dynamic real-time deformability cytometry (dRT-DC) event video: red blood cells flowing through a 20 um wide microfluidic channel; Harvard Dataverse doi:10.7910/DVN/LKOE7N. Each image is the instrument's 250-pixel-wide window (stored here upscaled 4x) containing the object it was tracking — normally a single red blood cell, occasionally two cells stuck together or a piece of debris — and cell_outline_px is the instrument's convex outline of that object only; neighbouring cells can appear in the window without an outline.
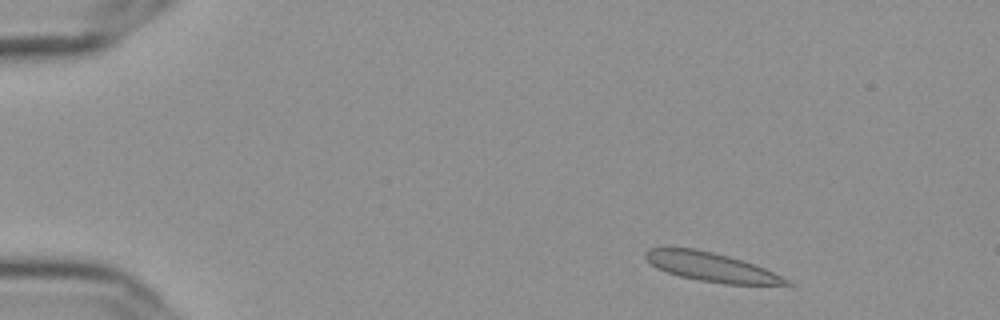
{"species": "Egyptian fruit bat (a non-hibernating species)", "species_latin": "Rousettus aegyptiacus", "temperature_condition": "cold", "stored_images_in_passage": 54, "camera_frame_rate_fps": 3000, "um_per_image_px": 0.085, "frame": {"image": 1, "passage_image": 5, "time_ms": 1.333, "image_size_px": [1000, 320], "cell_outline_px": [[796, 284], [724, 284], [700, 280], [680, 276], [656, 268], [644, 256], [644, 252], [648, 248], [692, 248], [712, 252], [728, 256], [764, 268], [792, 280]], "centroid_in_image_um": [60.46, 22.7], "position_along_channel_um": 24.5, "area_um2": 23.41}}
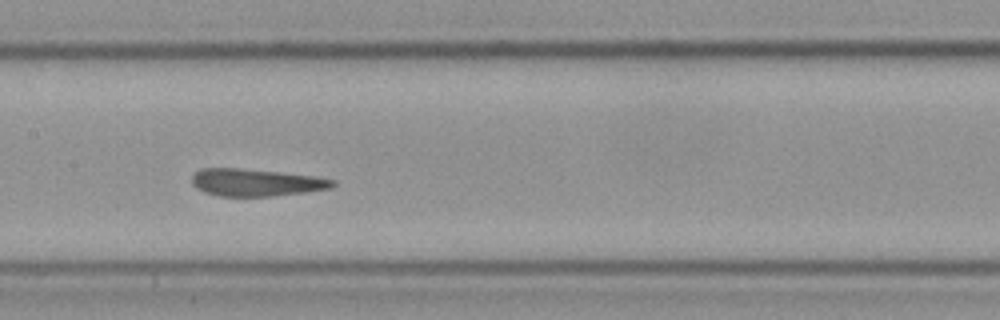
{"frame": {"image": 2, "passage_image": 26, "time_ms": 8.333, "image_size_px": [1000, 320], "cell_outline_px": [[336, 184], [332, 188], [304, 192], [272, 196], [220, 196], [204, 192], [196, 188], [192, 184], [192, 176], [200, 168], [240, 168], [316, 176], [336, 180]], "centroid_in_image_um": [21.76, 15.51], "position_along_channel_um": 185.6, "area_um2": 22.43}}
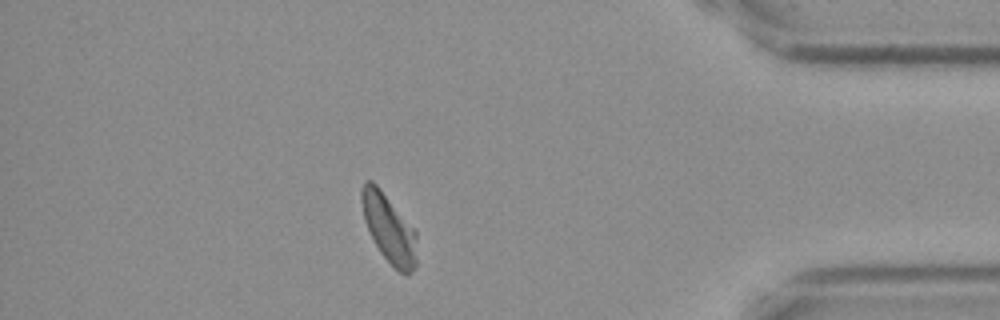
{"frame": {"image": 3, "passage_image": 47, "time_ms": 15.333, "image_size_px": [1000, 320], "cell_outline_px": [[416, 268], [408, 276], [404, 276], [380, 252], [364, 220], [360, 196], [360, 192], [364, 184], [368, 180], [372, 180], [380, 188], [416, 232]], "centroid_in_image_um": [33.07, 19.44], "position_along_channel_um": 402.1, "area_um2": 21.62}, "authors_computed_cell_mechanics": {"area_um2": 23.12, "velocity_mm_per_s": 3.5863, "shape_relaxation_time_tau1_ms": null, "shape_relaxation_time_tau2_ms": 1.4134, "deformation_change_tau1": null, "deformation_change_tau2": 0.0628}}